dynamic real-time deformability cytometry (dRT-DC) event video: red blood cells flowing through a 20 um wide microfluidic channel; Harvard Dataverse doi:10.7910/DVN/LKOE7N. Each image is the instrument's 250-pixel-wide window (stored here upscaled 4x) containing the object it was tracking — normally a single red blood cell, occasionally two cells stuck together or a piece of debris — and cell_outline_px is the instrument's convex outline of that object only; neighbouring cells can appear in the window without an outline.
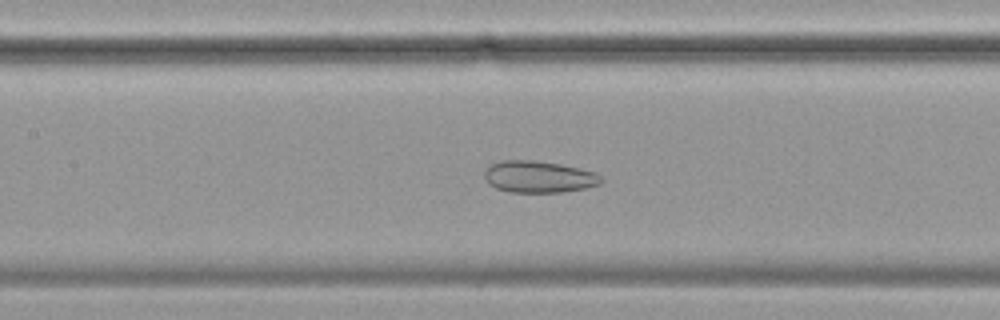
{"species": "common noctule bat (a hibernating species)", "species_latin": "Nyctalus noctula", "temperature_condition": "cold", "stored_images_in_passage": 58, "camera_frame_rate_fps": 3000, "um_per_image_px": 0.085, "animal": {"sex": "female", "body_mass_g": 19.9}, "frame": {"image": 1, "passage_image": 26, "time_ms": 8.333, "image_size_px": [1000, 320], "cell_outline_px": [[604, 180], [600, 184], [584, 188], [560, 192], [512, 192], [496, 188], [488, 184], [484, 176], [484, 172], [488, 164], [500, 160], [536, 160], [560, 164], [580, 168], [596, 172]], "centroid_in_image_um": [45.77, 15.01], "position_along_channel_um": 161.6, "area_um2": 21.79}}
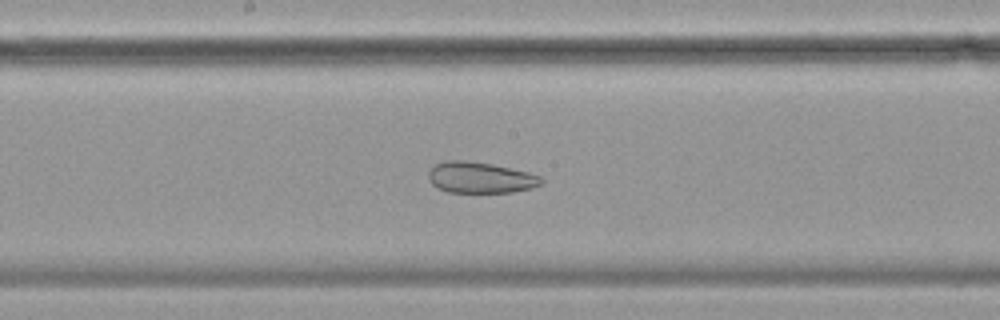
{"frame": {"image": 2, "passage_image": 30, "time_ms": 9.667, "image_size_px": [1000, 320], "cell_outline_px": [[544, 180], [540, 184], [532, 188], [512, 192], [448, 192], [436, 188], [428, 180], [428, 172], [436, 164], [444, 160], [464, 160], [492, 164], [528, 172], [540, 176]], "centroid_in_image_um": [40.8, 15.09], "position_along_channel_um": 207.4, "area_um2": 20.46}}
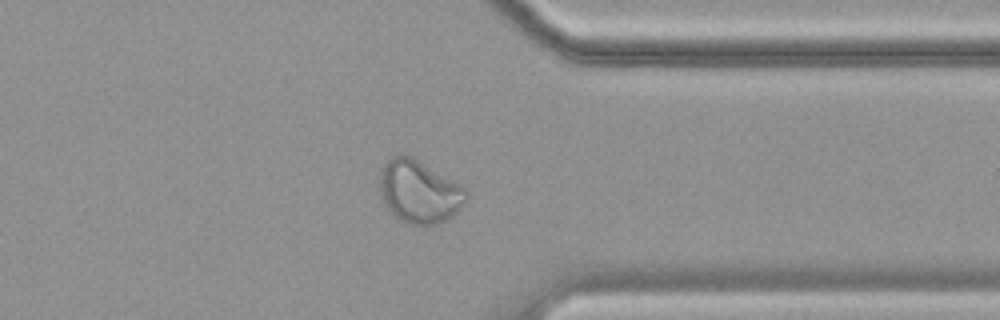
{"frame": {"image": 3, "passage_image": 45, "time_ms": 14.667, "image_size_px": [1000, 320], "cell_outline_px": [[468, 200], [452, 216], [440, 224], [408, 224], [396, 220], [388, 212], [380, 200], [380, 168], [396, 152], [400, 152], [412, 156], [460, 184], [468, 192]], "centroid_in_image_um": [35.58, 16.29], "position_along_channel_um": 375.8, "area_um2": 32.48}}